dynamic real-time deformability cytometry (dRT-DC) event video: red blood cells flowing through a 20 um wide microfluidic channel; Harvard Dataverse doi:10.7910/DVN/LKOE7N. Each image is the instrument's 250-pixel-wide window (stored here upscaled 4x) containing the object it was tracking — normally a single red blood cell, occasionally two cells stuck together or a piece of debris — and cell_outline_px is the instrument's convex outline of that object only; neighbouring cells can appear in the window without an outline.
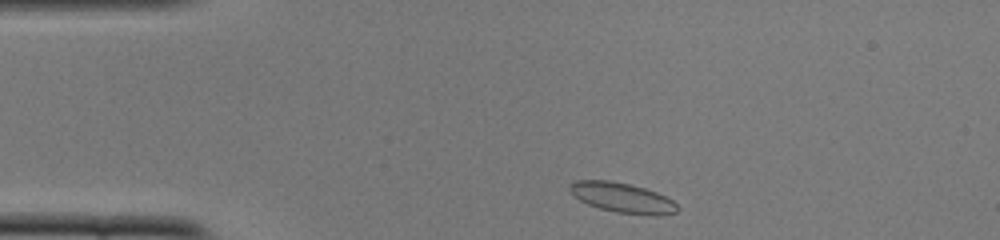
{"species": "common noctule bat (a hibernating species)", "species_latin": "Nyctalus noctula", "temperature_condition": "cold", "stored_images_in_passage": 43, "camera_frame_rate_fps": 3000, "um_per_image_px": 0.085, "animal": {"sex": "female", "body_mass_g": 22.0, "forearm_length_mm": 56.7}, "frame": {"image": 1, "passage_image": 1, "time_ms": 0.0, "image_size_px": [1000, 240], "cell_outline_px": [[680, 208], [676, 212], [656, 216], [652, 216], [616, 212], [600, 208], [588, 204], [580, 200], [568, 188], [568, 184], [576, 180], [608, 180], [628, 184], [644, 188], [656, 192], [672, 200]], "centroid_in_image_um": [52.9, 16.81], "position_along_channel_um": 32.1, "area_um2": 18.67}}
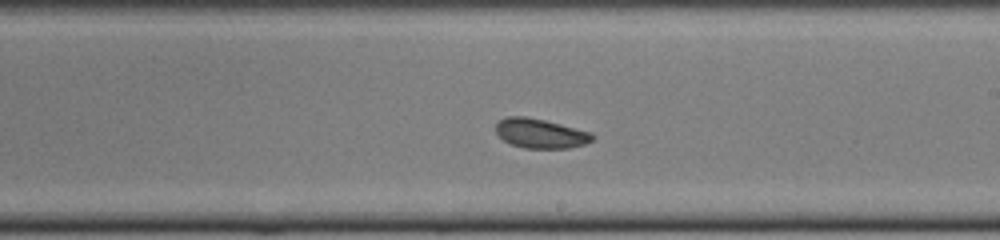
{"frame": {"image": 2, "passage_image": 21, "time_ms": 6.667, "image_size_px": [1000, 240], "cell_outline_px": [[596, 136], [592, 140], [584, 144], [568, 148], [524, 148], [512, 144], [504, 140], [496, 132], [496, 124], [500, 120], [508, 116], [524, 116], [544, 120], [592, 132]], "centroid_in_image_um": [45.96, 11.34], "position_along_channel_um": 243.0, "area_um2": 16.47}}
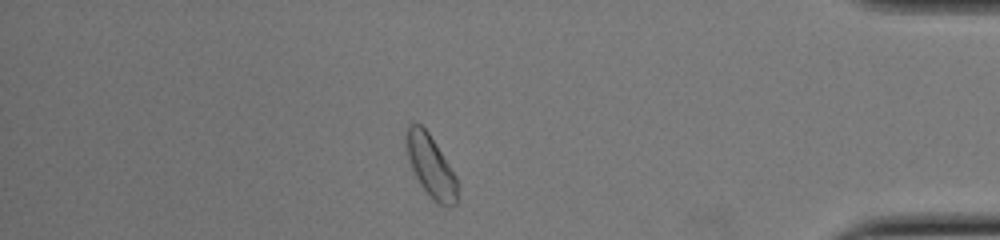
{"frame": {"image": 3, "passage_image": 36, "time_ms": 11.667, "image_size_px": [1000, 240], "cell_outline_px": [[460, 184], [456, 204], [448, 208], [440, 204], [420, 184], [404, 152], [404, 136], [408, 124], [420, 124], [428, 132], [436, 144], [456, 176]], "centroid_in_image_um": [36.61, 14.09], "position_along_channel_um": 398.6, "area_um2": 18.67}, "authors_computed_cell_mechanics": {"area_um2": 17.629, "velocity_mm_per_s": 3.83, "shape_relaxation_time_tau1_ms": 5.9979, "shape_relaxation_time_tau2_ms": 2.1257, "deformation_change_tau1": 0.0728, "deformation_change_tau2": 0.0414}}